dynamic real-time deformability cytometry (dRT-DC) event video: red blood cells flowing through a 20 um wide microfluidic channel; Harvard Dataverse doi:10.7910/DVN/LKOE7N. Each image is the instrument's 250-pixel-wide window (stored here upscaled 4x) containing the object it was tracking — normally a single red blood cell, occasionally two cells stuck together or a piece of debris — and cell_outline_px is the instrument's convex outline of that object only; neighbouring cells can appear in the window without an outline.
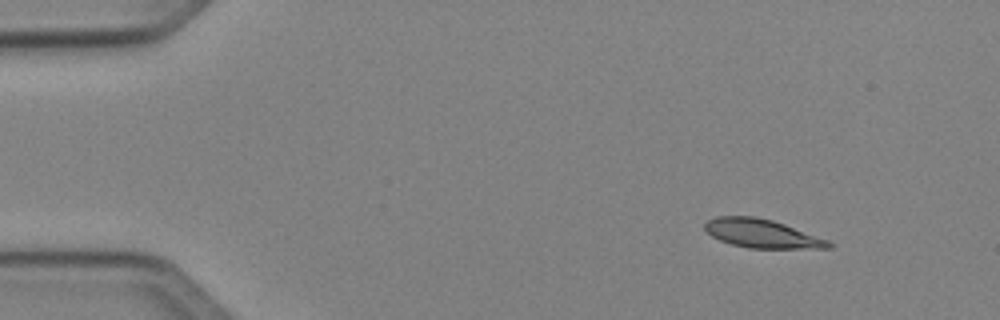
{"species": "Egyptian fruit bat (a non-hibernating species)", "species_latin": "Rousettus aegyptiacus", "temperature_condition": "cold", "stored_images_in_passage": 4, "camera_frame_rate_fps": 3000, "um_per_image_px": 0.085, "animal": {"sex": "female"}, "frame": {"image": 1, "passage_image": 1, "time_ms": 0.0, "image_size_px": [1000, 320], "cell_outline_px": [[836, 244], [832, 248], [748, 248], [732, 244], [720, 240], [712, 236], [704, 228], [704, 224], [708, 220], [716, 216], [756, 216], [772, 220], [784, 224], [828, 240]], "centroid_in_image_um": [64.77, 19.85], "position_along_channel_um": 20.2, "area_um2": 20.58}}
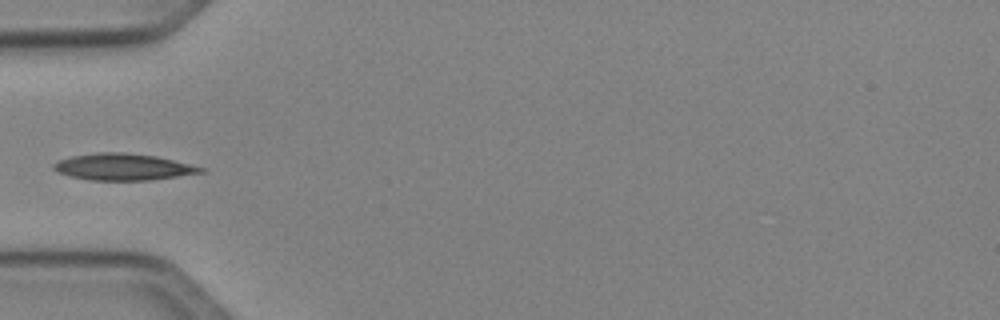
{"frame": {"image": 2, "passage_image": 4, "time_ms": 3.667, "image_size_px": [1000, 320], "cell_outline_px": [[208, 172], [152, 180], [88, 180], [56, 172], [52, 168], [52, 164], [60, 160], [72, 156], [100, 152], [120, 152], [156, 156], [204, 168]], "centroid_in_image_um": [10.47, 14.2], "position_along_channel_um": 74.5, "area_um2": 22.72}}